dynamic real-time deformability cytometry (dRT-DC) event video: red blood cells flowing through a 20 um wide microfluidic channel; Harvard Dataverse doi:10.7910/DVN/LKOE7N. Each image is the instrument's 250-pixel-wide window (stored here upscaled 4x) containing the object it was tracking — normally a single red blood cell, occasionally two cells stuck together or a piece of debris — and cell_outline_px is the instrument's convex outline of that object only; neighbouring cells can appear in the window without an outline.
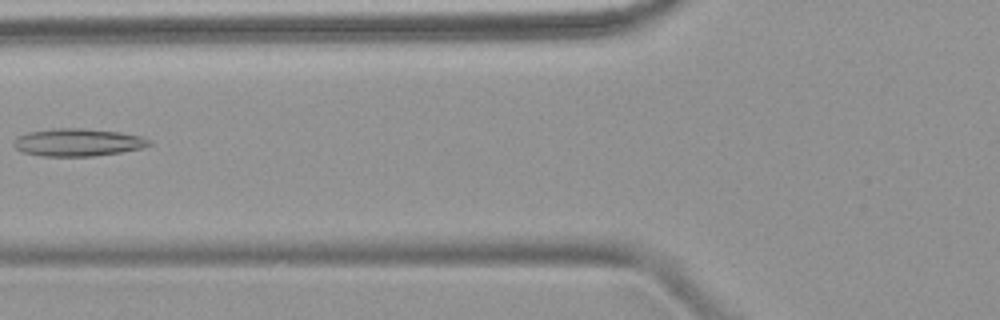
{"species": "common noctule bat (a hibernating species)", "species_latin": "Nyctalus noctula", "temperature_condition": "warm", "stored_images_in_passage": 3, "camera_frame_rate_fps": 3000, "um_per_image_px": 0.085, "animal": {"sex": "female", "body_mass_g": 18.4}, "frame": {"image": 1, "passage_image": 3, "time_ms": 2.333, "image_size_px": [1000, 320], "cell_outline_px": [[152, 144], [144, 148], [120, 152], [92, 156], [40, 156], [24, 152], [16, 148], [12, 144], [12, 140], [16, 136], [28, 132], [52, 128], [84, 128], [120, 132], [140, 136], [152, 140]], "centroid_in_image_um": [6.61, 12.09], "position_along_channel_um": 119.2, "area_um2": 22.02}}